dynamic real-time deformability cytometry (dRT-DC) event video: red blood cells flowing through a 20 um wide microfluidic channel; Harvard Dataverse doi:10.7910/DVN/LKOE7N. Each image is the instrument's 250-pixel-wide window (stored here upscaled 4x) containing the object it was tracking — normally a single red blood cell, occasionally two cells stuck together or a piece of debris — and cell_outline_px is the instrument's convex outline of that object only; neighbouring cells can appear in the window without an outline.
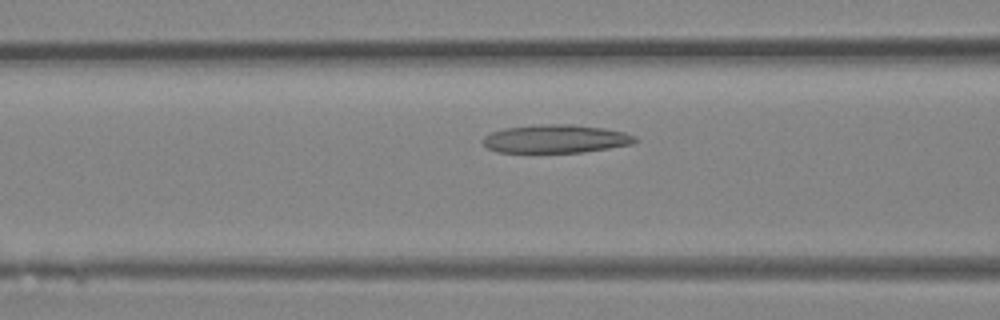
{"species": "Egyptian fruit bat (a non-hibernating species)", "species_latin": "Rousettus aegyptiacus", "temperature_condition": "room temperature", "stored_images_in_passage": 5, "camera_frame_rate_fps": 3000, "um_per_image_px": 0.085, "animal": {"sex": "female"}, "frame": {"image": 1, "passage_image": 5, "time_ms": 1.333, "image_size_px": [1000, 320], "cell_outline_px": [[640, 140], [632, 144], [584, 152], [496, 152], [488, 148], [480, 140], [484, 136], [492, 132], [504, 128], [536, 124], [572, 124], [604, 128], [624, 132], [636, 136]], "centroid_in_image_um": [47.24, 11.79], "position_along_channel_um": 119.4, "area_um2": 25.26}}